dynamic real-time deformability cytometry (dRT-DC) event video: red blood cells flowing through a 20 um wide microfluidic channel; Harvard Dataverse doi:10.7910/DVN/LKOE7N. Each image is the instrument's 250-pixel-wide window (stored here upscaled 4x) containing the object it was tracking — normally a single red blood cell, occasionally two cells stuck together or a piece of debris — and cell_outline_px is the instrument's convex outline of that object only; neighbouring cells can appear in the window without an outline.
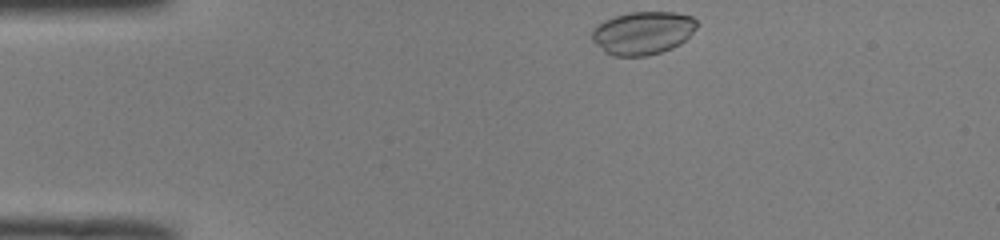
{"species": "common noctule bat (a hibernating species)", "species_latin": "Nyctalus noctula", "temperature_condition": "room temperature", "stored_images_in_passage": 41, "camera_frame_rate_fps": 3000, "um_per_image_px": 0.085, "animal": {"sex": "male", "body_mass_g": 19.0, "forearm_length_mm": 50.8}, "frame": {"image": 1, "passage_image": 1, "time_ms": 0.0, "image_size_px": [1000, 240], "cell_outline_px": [[700, 24], [680, 44], [672, 48], [648, 56], [612, 56], [604, 52], [592, 40], [592, 28], [604, 20], [616, 16], [632, 12], [676, 12], [692, 16]], "centroid_in_image_um": [54.64, 2.8], "position_along_channel_um": 30.4, "area_um2": 26.41}}
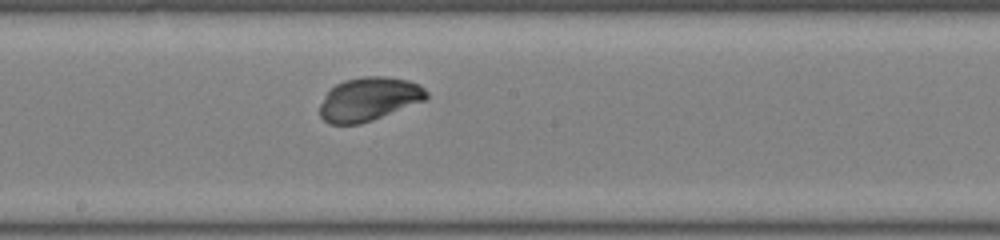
{"frame": {"image": 2, "passage_image": 19, "time_ms": 6.0, "image_size_px": [1000, 240], "cell_outline_px": [[428, 96], [424, 100], [372, 120], [360, 124], [328, 124], [320, 116], [320, 104], [328, 92], [336, 84], [344, 80], [364, 76], [388, 76], [408, 80], [420, 84], [428, 92]], "centroid_in_image_um": [31.36, 8.41], "position_along_channel_um": 216.8, "area_um2": 26.93}}
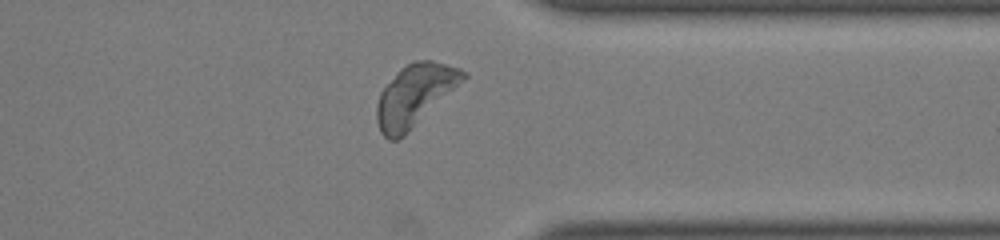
{"frame": {"image": 3, "passage_image": 31, "time_ms": 10.0, "image_size_px": [1000, 240], "cell_outline_px": [[468, 76], [464, 80], [404, 136], [396, 140], [388, 140], [380, 132], [376, 120], [376, 104], [380, 92], [400, 68], [412, 60], [432, 60], [460, 68], [468, 72]], "centroid_in_image_um": [35.23, 8.09], "position_along_channel_um": 376.2, "area_um2": 31.04}, "authors_computed_cell_mechanics": {"area_um2": 27.166, "velocity_mm_per_s": 4.0581, "shape_relaxation_time_tau1_ms": 1.1463, "shape_relaxation_time_tau2_ms": 0.9805, "deformation_change_tau1": 0.0549, "deformation_change_tau2": 0.0473}}